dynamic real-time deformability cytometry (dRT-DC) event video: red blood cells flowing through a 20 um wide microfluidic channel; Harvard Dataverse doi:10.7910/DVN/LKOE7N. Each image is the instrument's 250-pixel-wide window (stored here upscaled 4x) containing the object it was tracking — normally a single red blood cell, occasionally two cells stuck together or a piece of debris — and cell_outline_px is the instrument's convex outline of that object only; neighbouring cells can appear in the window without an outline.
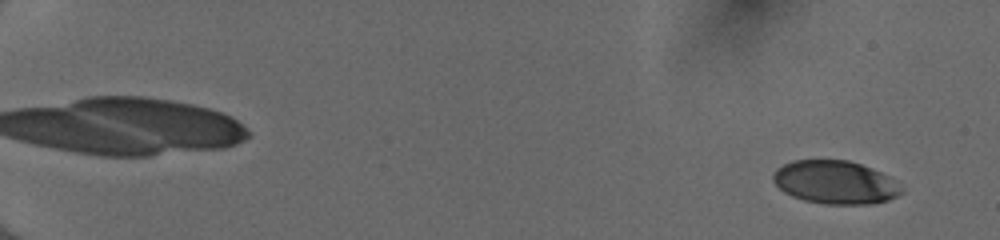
{"species": "human", "species_latin": "Homo sapiens", "temperature_condition": "cold", "stored_images_in_passage": 54, "camera_frame_rate_fps": 3000, "um_per_image_px": 0.085, "donor": {"sex": "female"}, "frame": {"image": 1, "passage_image": 4, "time_ms": 1.0, "image_size_px": [1000, 240], "cell_outline_px": [[904, 192], [888, 200], [872, 204], [824, 204], [804, 200], [792, 196], [784, 192], [772, 180], [772, 176], [776, 168], [792, 160], [848, 160], [872, 168], [888, 176]], "centroid_in_image_um": [70.95, 15.5], "position_along_channel_um": 14.0, "area_um2": 32.19}}
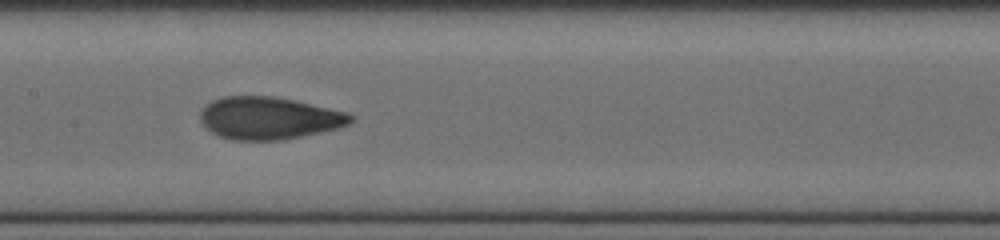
{"frame": {"image": 2, "passage_image": 31, "time_ms": 10.0, "image_size_px": [1000, 240], "cell_outline_px": [[356, 116], [348, 124], [340, 128], [280, 140], [232, 140], [216, 136], [204, 128], [200, 120], [200, 112], [212, 100], [224, 96], [272, 96], [296, 100], [348, 112]], "centroid_in_image_um": [22.85, 10.04], "position_along_channel_um": 184.6, "area_um2": 37.45}}
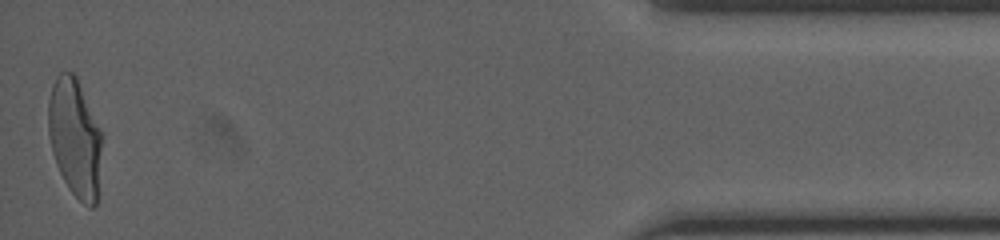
{"frame": {"image": 3, "passage_image": 54, "time_ms": 17.667, "image_size_px": [1000, 240], "cell_outline_px": [[100, 148], [96, 204], [92, 208], [88, 208], [68, 188], [56, 164], [52, 152], [48, 132], [48, 100], [52, 84], [56, 76], [60, 72], [72, 72], [76, 76], [100, 132]], "centroid_in_image_um": [6.31, 11.7], "position_along_channel_um": 428.9, "area_um2": 36.07}, "authors_computed_cell_mechanics": {"area_um2": 36.0672, "velocity_mm_per_s": 4.0514, "shape_relaxation_time_tau1_ms": 4.8394, "shape_relaxation_time_tau2_ms": 1.0359, "deformation_change_tau1": 0.2096, "deformation_change_tau2": 0.0634}}